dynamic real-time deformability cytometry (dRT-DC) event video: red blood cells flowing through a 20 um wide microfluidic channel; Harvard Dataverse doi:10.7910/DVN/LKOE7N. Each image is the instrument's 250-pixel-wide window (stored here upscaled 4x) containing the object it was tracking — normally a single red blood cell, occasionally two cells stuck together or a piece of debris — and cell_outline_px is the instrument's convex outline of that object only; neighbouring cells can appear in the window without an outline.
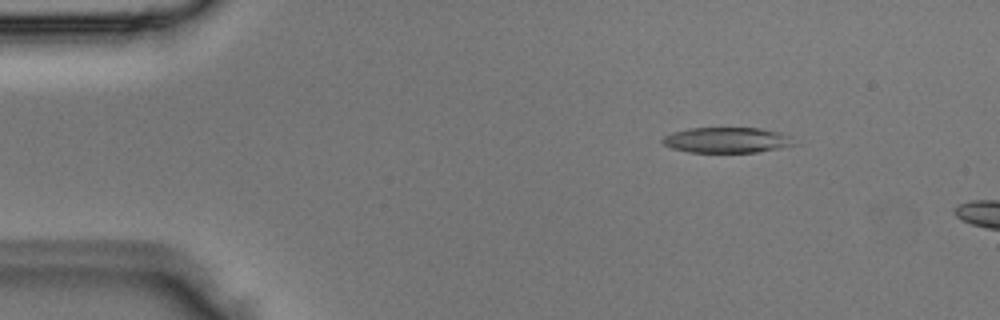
{"species": "Egyptian fruit bat (a non-hibernating species)", "species_latin": "Rousettus aegyptiacus", "temperature_condition": "room temperature", "stored_images_in_passage": 4, "camera_frame_rate_fps": 3000, "um_per_image_px": 0.085, "animal": {"sex": "male"}, "frame": {"image": 1, "passage_image": 4, "time_ms": 1.0, "image_size_px": [1000, 320], "cell_outline_px": [[800, 144], [780, 148], [756, 152], [688, 152], [672, 148], [660, 144], [660, 140], [664, 136], [672, 132], [692, 128], [760, 128], [780, 132], [788, 136]], "centroid_in_image_um": [61.77, 11.91], "position_along_channel_um": 23.2, "area_um2": 19.71}}